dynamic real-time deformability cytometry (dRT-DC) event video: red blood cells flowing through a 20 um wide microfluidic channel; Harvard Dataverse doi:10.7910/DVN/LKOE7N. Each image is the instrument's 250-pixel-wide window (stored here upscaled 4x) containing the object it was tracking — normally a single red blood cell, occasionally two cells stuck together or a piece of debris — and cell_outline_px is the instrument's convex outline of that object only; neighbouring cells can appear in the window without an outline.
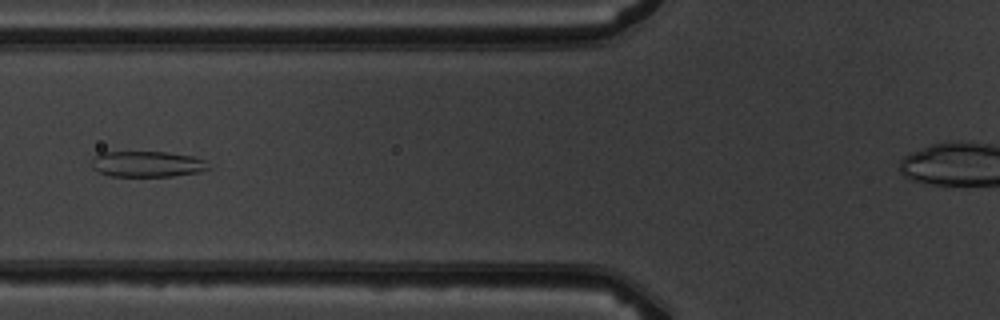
{"species": "common noctule bat (a hibernating species)", "species_latin": "Nyctalus noctula", "temperature_condition": "warm", "stored_images_in_passage": 6, "camera_frame_rate_fps": 3000, "um_per_image_px": 0.085, "animal": {"sex": "male", "body_mass_g": 19.5, "forearm_length_mm": 54.6}, "frame": {"image": 1, "passage_image": 5, "time_ms": 4.667, "image_size_px": [1000, 320], "cell_outline_px": [[212, 168], [200, 172], [172, 176], [112, 176], [96, 172], [92, 168], [92, 160], [100, 152], [164, 152], [192, 156], [204, 160]], "centroid_in_image_um": [12.51, 13.95], "position_along_channel_um": 113.3, "area_um2": 17.63}}